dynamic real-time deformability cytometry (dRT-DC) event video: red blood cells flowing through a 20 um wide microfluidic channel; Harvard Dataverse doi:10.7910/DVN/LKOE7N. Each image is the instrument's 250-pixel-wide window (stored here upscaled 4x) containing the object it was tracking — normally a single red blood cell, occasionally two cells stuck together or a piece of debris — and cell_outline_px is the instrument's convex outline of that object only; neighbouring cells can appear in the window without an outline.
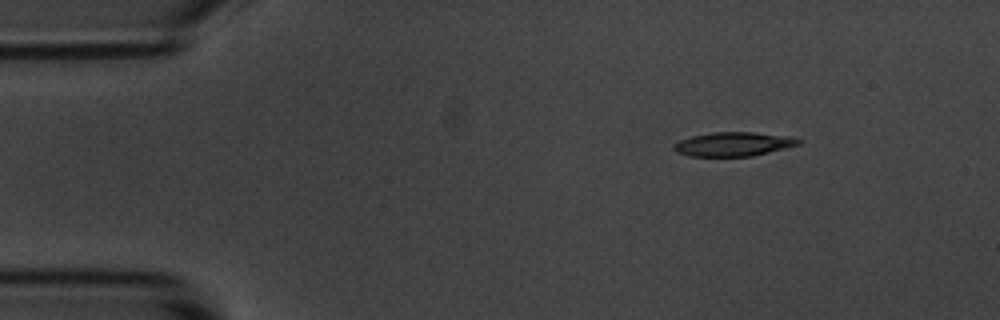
{"species": "common noctule bat (a hibernating species)", "species_latin": "Nyctalus noctula", "temperature_condition": "room temperature", "stored_images_in_passage": 48, "camera_frame_rate_fps": 3000, "um_per_image_px": 0.085, "animal": {"sex": "male", "body_mass_g": 20.1, "forearm_length_mm": 53.5}, "frame": {"image": 1, "passage_image": 1, "time_ms": 0.0, "image_size_px": [1000, 320], "cell_outline_px": [[804, 140], [800, 144], [752, 156], [688, 156], [676, 152], [672, 148], [680, 140], [692, 136], [712, 132], [752, 132], [788, 136]], "centroid_in_image_um": [62.34, 12.25], "position_along_channel_um": 22.7, "area_um2": 17.34}}
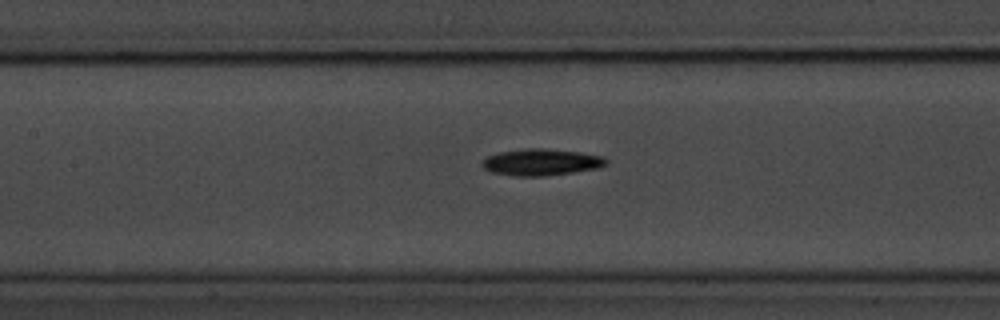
{"frame": {"image": 2, "passage_image": 18, "time_ms": 5.667, "image_size_px": [1000, 320], "cell_outline_px": [[608, 164], [596, 168], [572, 172], [544, 176], [516, 176], [492, 172], [484, 168], [484, 160], [488, 156], [500, 152], [528, 148], [544, 148], [580, 152], [604, 156], [608, 160]], "centroid_in_image_um": [46.06, 13.78], "position_along_channel_um": 161.3, "area_um2": 19.02}}
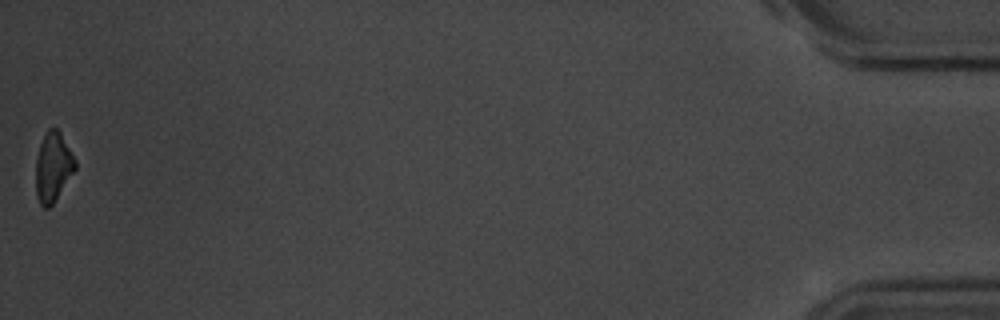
{"frame": {"image": 3, "passage_image": 48, "time_ms": 15.667, "image_size_px": [1000, 320], "cell_outline_px": [[76, 168], [52, 204], [48, 208], [44, 208], [40, 204], [36, 196], [36, 160], [40, 144], [48, 128], [56, 128], [60, 132], [76, 160]], "centroid_in_image_um": [4.5, 14.19], "position_along_channel_um": 430.7, "area_um2": 15.66}, "authors_computed_cell_mechanics": {"area_um2": 17.918, "velocity_mm_per_s": 3.6704, "shape_relaxation_time_tau1_ms": 2.7059, "shape_relaxation_time_tau2_ms": null, "deformation_change_tau1": 0.1088, "deformation_change_tau2": null}}